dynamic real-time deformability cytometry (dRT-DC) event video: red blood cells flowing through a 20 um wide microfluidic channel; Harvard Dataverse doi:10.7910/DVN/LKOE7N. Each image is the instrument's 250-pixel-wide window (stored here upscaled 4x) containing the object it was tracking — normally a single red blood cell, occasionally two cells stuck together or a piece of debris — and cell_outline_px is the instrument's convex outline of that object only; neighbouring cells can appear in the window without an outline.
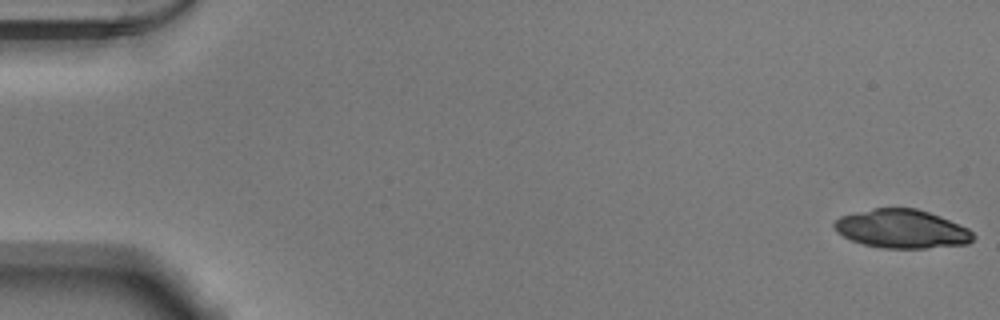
{"species": "Egyptian fruit bat (a non-hibernating species)", "species_latin": "Rousettus aegyptiacus", "temperature_condition": "warm", "stored_images_in_passage": 11, "camera_frame_rate_fps": 3000, "um_per_image_px": 0.085, "animal": {"sex": "male"}, "frame": {"image": 1, "passage_image": 1, "time_ms": 0.0, "image_size_px": [1000, 320], "cell_outline_px": [[976, 236], [968, 244], [924, 248], [884, 248], [864, 244], [852, 240], [836, 232], [832, 228], [832, 224], [840, 216], [876, 208], [916, 208], [940, 216], [968, 228]], "centroid_in_image_um": [76.65, 19.46], "position_along_channel_um": 8.3, "area_um2": 31.15}}